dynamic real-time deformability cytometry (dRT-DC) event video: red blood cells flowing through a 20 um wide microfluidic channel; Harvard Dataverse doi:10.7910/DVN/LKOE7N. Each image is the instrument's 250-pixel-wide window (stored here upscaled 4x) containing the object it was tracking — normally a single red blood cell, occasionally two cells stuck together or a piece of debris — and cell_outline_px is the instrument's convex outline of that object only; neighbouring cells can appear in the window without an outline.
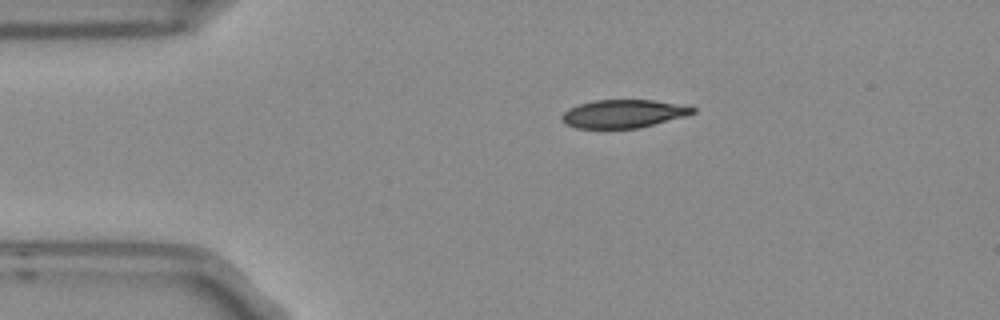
{"species": "Egyptian fruit bat (a non-hibernating species)", "species_latin": "Rousettus aegyptiacus", "temperature_condition": "room temperature", "stored_images_in_passage": 2, "camera_frame_rate_fps": 3000, "um_per_image_px": 0.085, "frame": {"image": 1, "passage_image": 1, "time_ms": 0.0, "image_size_px": [1000, 320], "cell_outline_px": [[696, 112], [684, 116], [640, 128], [576, 128], [564, 124], [560, 120], [560, 116], [568, 108], [580, 104], [596, 100], [652, 100], [696, 108]], "centroid_in_image_um": [52.91, 9.68], "position_along_channel_um": 32.1, "area_um2": 21.33}}